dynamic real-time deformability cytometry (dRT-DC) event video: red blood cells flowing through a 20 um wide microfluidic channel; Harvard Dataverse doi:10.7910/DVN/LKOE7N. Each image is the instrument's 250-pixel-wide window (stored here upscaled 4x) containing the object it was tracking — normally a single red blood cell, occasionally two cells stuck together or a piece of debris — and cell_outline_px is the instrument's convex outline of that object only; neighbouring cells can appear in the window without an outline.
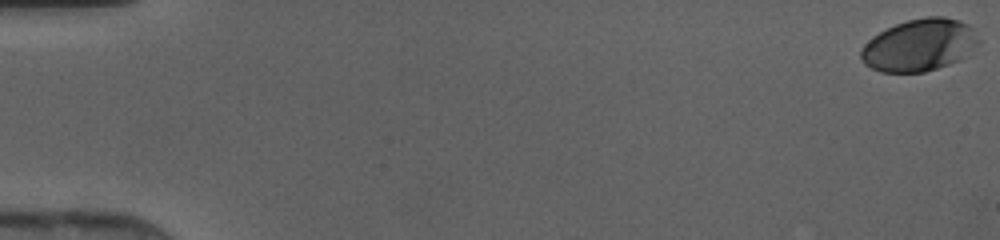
{"species": "human", "species_latin": "Homo sapiens", "temperature_condition": "cold", "stored_images_in_passage": 43, "camera_frame_rate_fps": 3000, "um_per_image_px": 0.085, "donor": {"sex": "female"}, "frame": {"image": 1, "passage_image": 1, "time_ms": 0.0, "image_size_px": [1000, 240], "cell_outline_px": [[984, 40], [960, 60], [924, 72], [880, 72], [864, 64], [860, 56], [860, 48], [872, 36], [896, 24], [908, 20], [924, 16], [944, 16], [960, 20], [968, 24]], "centroid_in_image_um": [78.18, 3.82], "position_along_channel_um": 6.8, "area_um2": 36.13}}
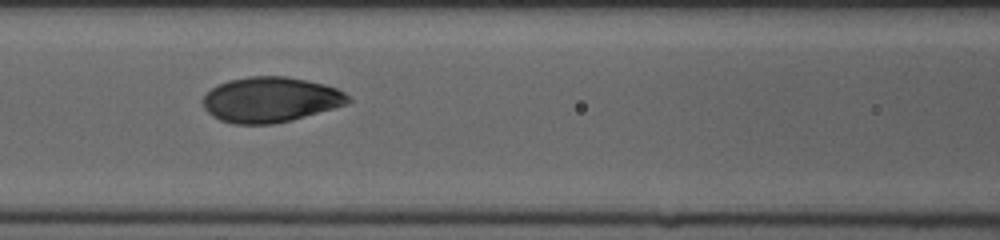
{"frame": {"image": 2, "passage_image": 22, "time_ms": 7.0, "image_size_px": [1000, 240], "cell_outline_px": [[352, 100], [348, 104], [292, 120], [272, 124], [236, 124], [220, 120], [212, 116], [204, 108], [200, 100], [216, 84], [228, 80], [248, 76], [284, 76], [308, 80], [324, 84], [336, 88], [344, 92]], "centroid_in_image_um": [22.97, 8.46], "position_along_channel_um": 143.6, "area_um2": 38.55}}
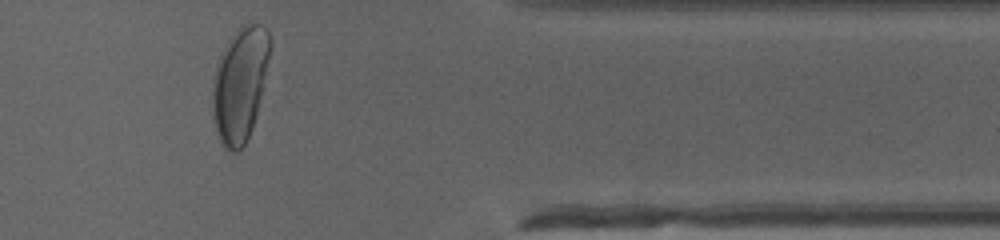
{"frame": {"image": 3, "passage_image": 40, "time_ms": 13.0, "image_size_px": [1000, 240], "cell_outline_px": [[272, 48], [264, 88], [256, 116], [252, 128], [244, 144], [236, 152], [232, 152], [224, 148], [220, 144], [216, 132], [212, 116], [212, 76], [216, 64], [228, 40], [236, 32], [248, 24], [260, 24], [268, 32], [272, 40]], "centroid_in_image_um": [20.4, 7.19], "position_along_channel_um": 391.0, "area_um2": 38.84}}